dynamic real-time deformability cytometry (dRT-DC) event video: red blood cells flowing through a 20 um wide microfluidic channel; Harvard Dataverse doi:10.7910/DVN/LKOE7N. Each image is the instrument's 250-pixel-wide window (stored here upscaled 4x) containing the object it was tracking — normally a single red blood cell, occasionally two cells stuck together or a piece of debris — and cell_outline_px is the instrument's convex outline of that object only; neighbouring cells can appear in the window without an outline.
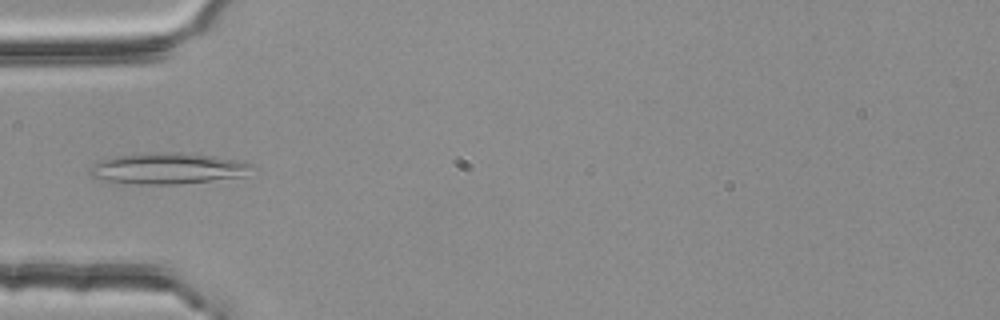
{"species": "common noctule bat (a hibernating species)", "species_latin": "Nyctalus noctula", "temperature_condition": "room temperature", "stored_images_in_passage": 5, "camera_frame_rate_fps": 3000, "um_per_image_px": 0.085, "animal": {"sex": "female", "body_mass_g": 25.1}, "frame": {"image": 1, "passage_image": 5, "time_ms": 1.333, "image_size_px": [1000, 320], "cell_outline_px": [[252, 164], [240, 176], [212, 180], [176, 184], [136, 184], [104, 180], [92, 176], [88, 172], [100, 160], [116, 156], [164, 152], [212, 156]], "centroid_in_image_um": [14.15, 14.33], "position_along_channel_um": 70.8, "area_um2": 28.09}}